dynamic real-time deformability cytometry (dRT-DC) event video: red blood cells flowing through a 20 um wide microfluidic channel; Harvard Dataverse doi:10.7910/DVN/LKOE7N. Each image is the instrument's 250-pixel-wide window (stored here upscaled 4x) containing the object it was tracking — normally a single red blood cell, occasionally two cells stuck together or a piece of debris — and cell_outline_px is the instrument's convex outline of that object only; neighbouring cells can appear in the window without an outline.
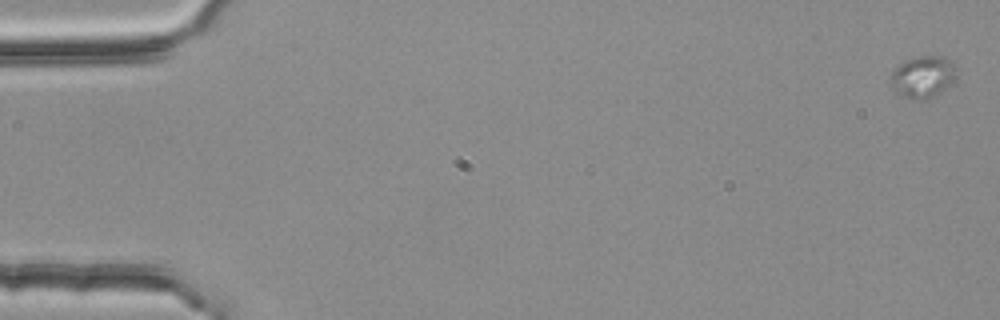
{"species": "common noctule bat (a hibernating species)", "species_latin": "Nyctalus noctula", "temperature_condition": "room temperature", "stored_images_in_passage": 5, "camera_frame_rate_fps": 3000, "um_per_image_px": 0.085, "animal": {"sex": "female", "body_mass_g": 25.1}, "frame": {"image": 1, "passage_image": 1, "time_ms": 0.0, "image_size_px": [1000, 320], "cell_outline_px": [[956, 76], [944, 88], [924, 100], [912, 100], [896, 92], [888, 84], [888, 80], [892, 72], [904, 60], [920, 56], [944, 56], [956, 64]], "centroid_in_image_um": [78.4, 6.51], "position_along_channel_um": 6.6, "area_um2": 16.01}}